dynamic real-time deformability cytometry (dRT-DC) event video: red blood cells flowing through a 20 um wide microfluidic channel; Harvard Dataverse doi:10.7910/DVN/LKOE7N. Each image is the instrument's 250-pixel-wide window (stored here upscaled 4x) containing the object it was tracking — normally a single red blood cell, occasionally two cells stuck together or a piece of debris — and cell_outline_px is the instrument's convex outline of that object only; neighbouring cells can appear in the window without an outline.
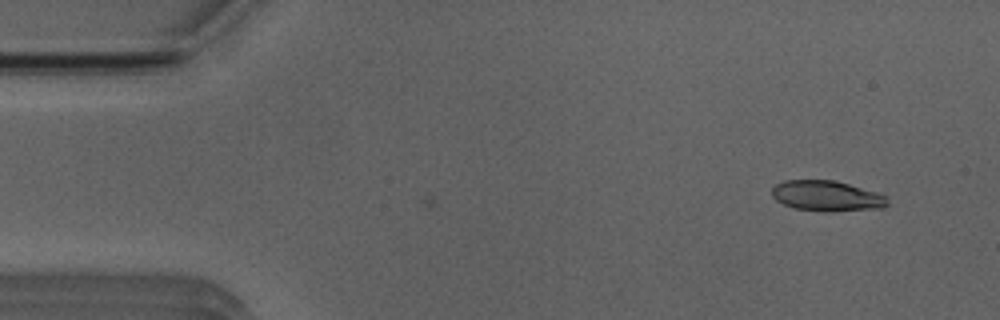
{"species": "Egyptian fruit bat (a non-hibernating species)", "species_latin": "Rousettus aegyptiacus", "temperature_condition": "room temperature", "stored_images_in_passage": 4, "camera_frame_rate_fps": 3000, "um_per_image_px": 0.085, "animal": {"sex": "male"}, "frame": {"image": 1, "passage_image": 4, "time_ms": 1.0, "image_size_px": [1000, 320], "cell_outline_px": [[888, 204], [884, 208], [832, 212], [824, 212], [792, 208], [776, 200], [772, 196], [772, 188], [776, 184], [784, 180], [832, 180], [848, 184], [876, 192], [888, 196]], "centroid_in_image_um": [70.29, 16.67], "position_along_channel_um": 14.7, "area_um2": 20.75}}